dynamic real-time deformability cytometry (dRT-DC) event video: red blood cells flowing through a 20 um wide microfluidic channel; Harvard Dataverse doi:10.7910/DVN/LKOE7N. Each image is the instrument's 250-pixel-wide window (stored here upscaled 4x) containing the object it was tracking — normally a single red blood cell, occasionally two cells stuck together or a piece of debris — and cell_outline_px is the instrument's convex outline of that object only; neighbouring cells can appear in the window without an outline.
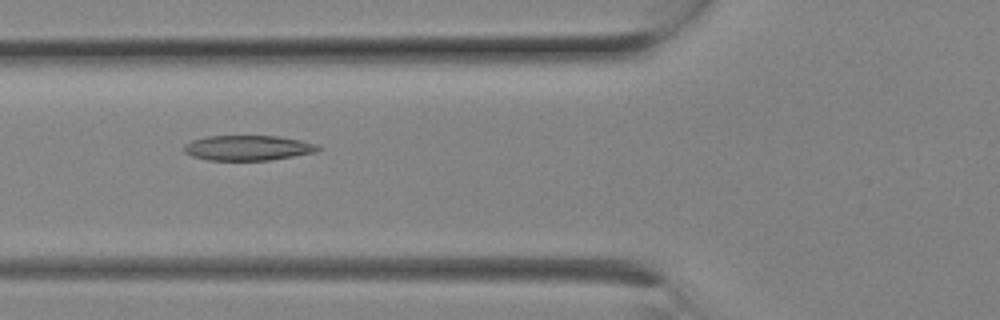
{"species": "Egyptian fruit bat (a non-hibernating species)", "species_latin": "Rousettus aegyptiacus", "temperature_condition": "room temperature", "stored_images_in_passage": 9, "camera_frame_rate_fps": 3000, "um_per_image_px": 0.085, "animal": {"sex": "female"}, "frame": {"image": 1, "passage_image": 8, "time_ms": 2.333, "image_size_px": [1000, 320], "cell_outline_px": [[324, 148], [316, 152], [268, 160], [208, 160], [192, 156], [184, 152], [184, 144], [192, 140], [208, 136], [276, 136], [300, 140], [316, 144]], "centroid_in_image_um": [21.07, 12.57], "position_along_channel_um": 104.7, "area_um2": 19.54}}
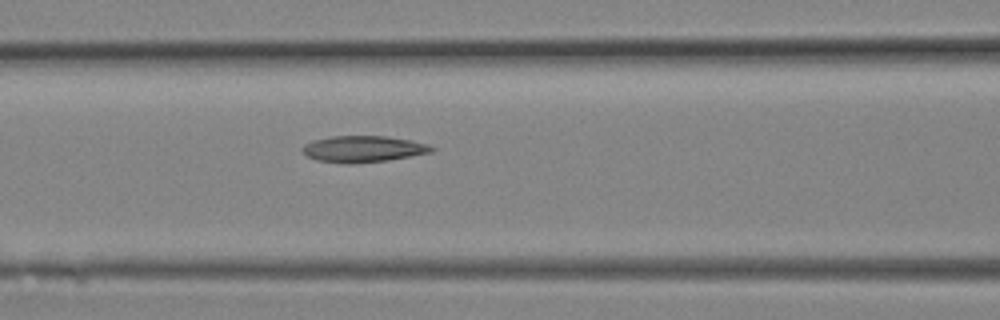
{"frame": {"image": 2, "passage_image": 9, "time_ms": 2.667, "image_size_px": [1000, 320], "cell_outline_px": [[436, 148], [432, 152], [388, 160], [352, 164], [348, 164], [316, 160], [308, 156], [300, 148], [304, 144], [312, 140], [332, 136], [384, 136], [408, 140], [428, 144]], "centroid_in_image_um": [30.84, 12.66], "position_along_channel_um": 135.8, "area_um2": 19.83}}